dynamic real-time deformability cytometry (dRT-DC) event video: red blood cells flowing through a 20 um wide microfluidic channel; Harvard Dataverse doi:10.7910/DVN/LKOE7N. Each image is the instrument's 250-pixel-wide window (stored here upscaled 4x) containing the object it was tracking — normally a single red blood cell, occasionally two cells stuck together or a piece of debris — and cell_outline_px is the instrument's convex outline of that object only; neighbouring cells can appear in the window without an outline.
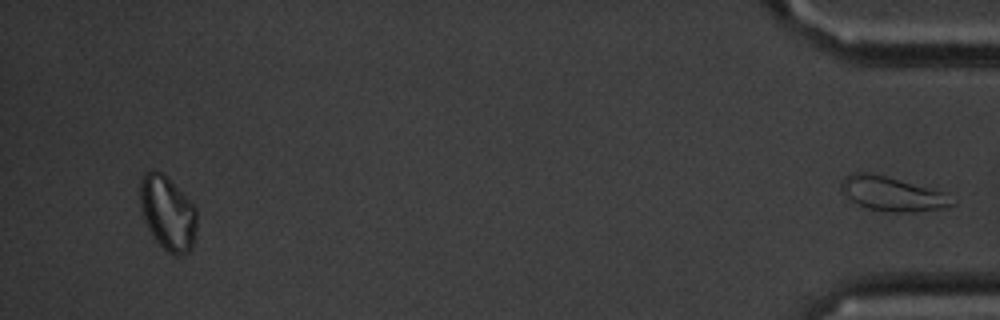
{"species": "common noctule bat (a hibernating species)", "species_latin": "Nyctalus noctula", "temperature_condition": "cold", "stored_images_in_passage": 49, "segment_of_instrument_passage": [2, 2], "camera_frame_rate_fps": 3000, "um_per_image_px": 0.085, "animal": {"sex": "male", "body_mass_g": 20.1, "forearm_length_mm": 53.5}, "frame": {"image": 1, "passage_image": 49, "time_ms": 16.0, "image_size_px": [1000, 320], "cell_outline_px": [[956, 204], [940, 208], [912, 212], [892, 212], [864, 208], [856, 204], [844, 196], [840, 188], [840, 184], [844, 176], [852, 172], [868, 172], [884, 176], [944, 192]], "centroid_in_image_um": [75.73, 16.48], "position_along_channel_um": 359.5, "area_um2": 22.02}}